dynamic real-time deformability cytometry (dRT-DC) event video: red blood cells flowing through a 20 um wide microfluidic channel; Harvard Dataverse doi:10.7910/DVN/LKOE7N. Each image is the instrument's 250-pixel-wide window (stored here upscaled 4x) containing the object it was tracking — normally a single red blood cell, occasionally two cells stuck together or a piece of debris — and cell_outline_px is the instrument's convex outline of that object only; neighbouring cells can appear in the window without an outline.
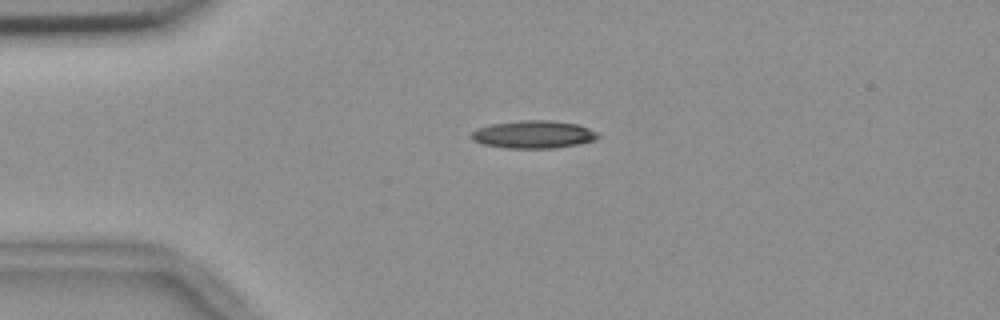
{"species": "common noctule bat (a hibernating species)", "species_latin": "Nyctalus noctula", "temperature_condition": "room temperature", "stored_images_in_passage": 1, "camera_frame_rate_fps": 3000, "um_per_image_px": 0.085, "animal": {"sex": "female", "body_mass_g": 18.4}, "frame": {"image": 1, "passage_image": 1, "time_ms": 0.0, "image_size_px": [1000, 320], "cell_outline_px": [[600, 136], [596, 140], [580, 144], [556, 148], [508, 148], [484, 144], [472, 140], [472, 132], [476, 128], [492, 124], [524, 120], [552, 120], [576, 124], [588, 128], [596, 132]], "centroid_in_image_um": [45.38, 11.43], "position_along_channel_um": 39.6, "area_um2": 20.4}}